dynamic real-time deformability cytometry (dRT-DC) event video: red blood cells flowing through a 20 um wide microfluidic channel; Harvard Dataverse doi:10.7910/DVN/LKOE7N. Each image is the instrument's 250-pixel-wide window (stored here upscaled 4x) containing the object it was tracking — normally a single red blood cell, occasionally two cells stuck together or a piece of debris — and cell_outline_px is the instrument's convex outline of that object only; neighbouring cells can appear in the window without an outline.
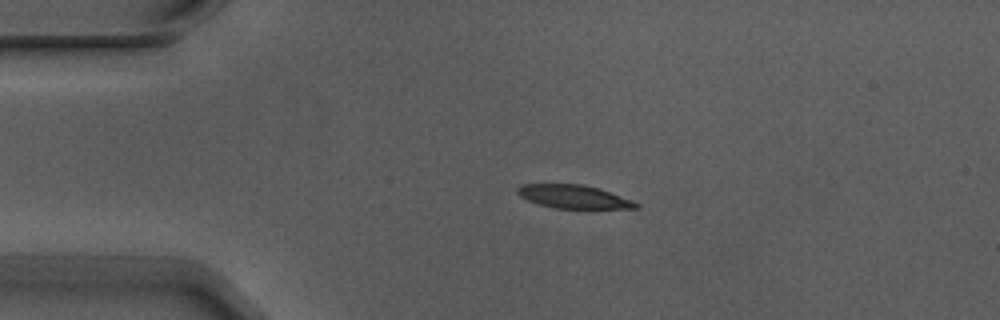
{"species": "Egyptian fruit bat (a non-hibernating species)", "species_latin": "Rousettus aegyptiacus", "temperature_condition": "warm", "stored_images_in_passage": 3, "camera_frame_rate_fps": 3000, "um_per_image_px": 0.085, "animal": {"sex": "male"}, "frame": {"image": 1, "passage_image": 2, "time_ms": 0.333, "image_size_px": [1000, 320], "cell_outline_px": [[640, 208], [556, 208], [540, 204], [528, 200], [520, 196], [516, 192], [516, 188], [524, 184], [580, 184], [600, 188], [632, 200], [640, 204]], "centroid_in_image_um": [48.78, 16.71], "position_along_channel_um": 36.2, "area_um2": 16.01}}